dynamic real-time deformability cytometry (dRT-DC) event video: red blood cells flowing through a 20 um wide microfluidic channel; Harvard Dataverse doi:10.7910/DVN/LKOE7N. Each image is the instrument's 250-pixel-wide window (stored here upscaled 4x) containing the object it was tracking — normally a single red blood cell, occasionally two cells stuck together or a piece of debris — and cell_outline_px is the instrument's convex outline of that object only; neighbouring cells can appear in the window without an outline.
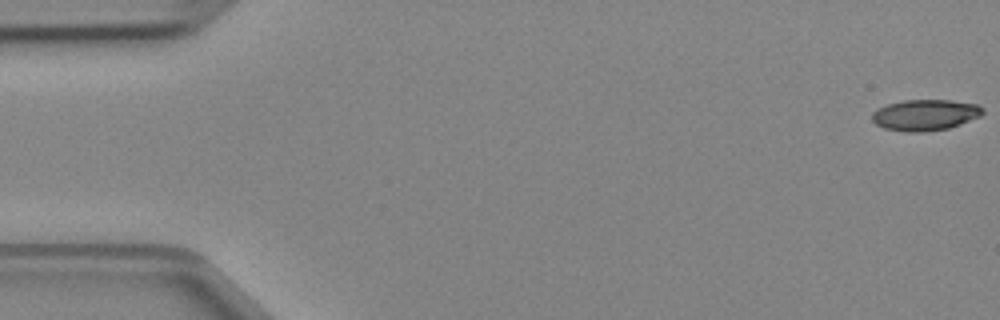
{"species": "Egyptian fruit bat (a non-hibernating species)", "species_latin": "Rousettus aegyptiacus", "temperature_condition": "cold", "stored_images_in_passage": 48, "camera_frame_rate_fps": 3000, "um_per_image_px": 0.085, "animal": {"sex": "female"}, "frame": {"image": 1, "passage_image": 1, "time_ms": 0.0, "image_size_px": [1000, 320], "cell_outline_px": [[984, 112], [980, 116], [960, 124], [948, 128], [924, 132], [908, 132], [884, 128], [876, 124], [872, 120], [872, 112], [888, 104], [904, 100], [952, 100], [980, 104], [984, 108]], "centroid_in_image_um": [78.67, 9.76], "position_along_channel_um": 6.3, "area_um2": 20.06}}
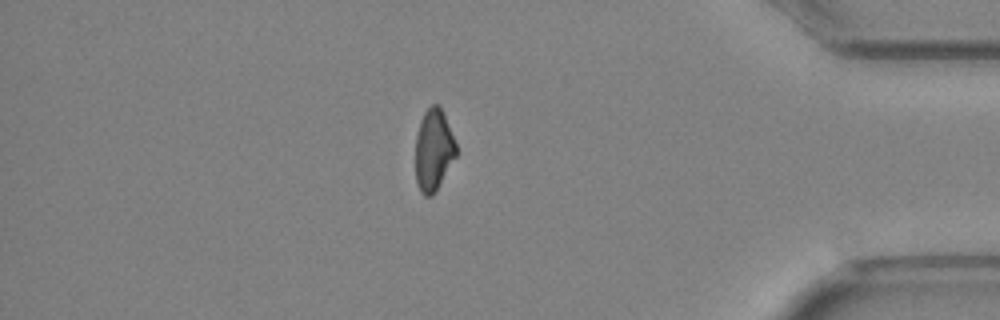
{"frame": {"image": 2, "passage_image": 41, "time_ms": 13.333, "image_size_px": [1000, 320], "cell_outline_px": [[456, 156], [432, 196], [424, 196], [420, 192], [416, 180], [416, 136], [420, 120], [424, 112], [432, 104], [440, 104], [456, 144]], "centroid_in_image_um": [36.84, 12.73], "position_along_channel_um": 398.4, "area_um2": 19.19}}
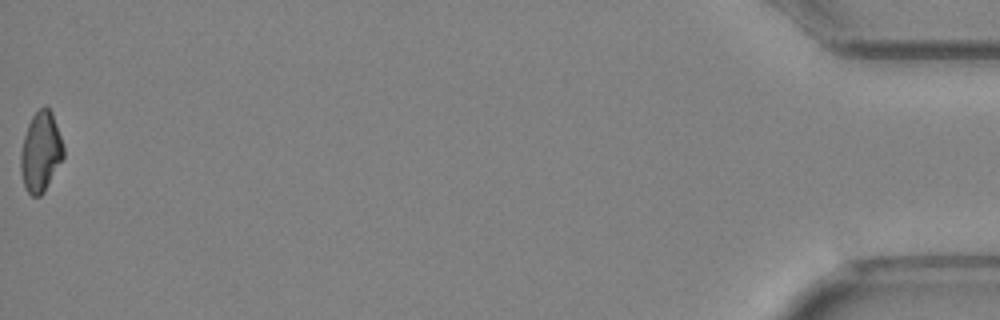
{"frame": {"image": 3, "passage_image": 48, "time_ms": 15.667, "image_size_px": [1000, 320], "cell_outline_px": [[64, 156], [44, 192], [40, 196], [32, 196], [28, 192], [24, 184], [20, 168], [20, 152], [24, 136], [28, 124], [32, 116], [44, 104], [52, 112], [64, 148]], "centroid_in_image_um": [3.45, 12.9], "position_along_channel_um": 431.7, "area_um2": 19.77}}